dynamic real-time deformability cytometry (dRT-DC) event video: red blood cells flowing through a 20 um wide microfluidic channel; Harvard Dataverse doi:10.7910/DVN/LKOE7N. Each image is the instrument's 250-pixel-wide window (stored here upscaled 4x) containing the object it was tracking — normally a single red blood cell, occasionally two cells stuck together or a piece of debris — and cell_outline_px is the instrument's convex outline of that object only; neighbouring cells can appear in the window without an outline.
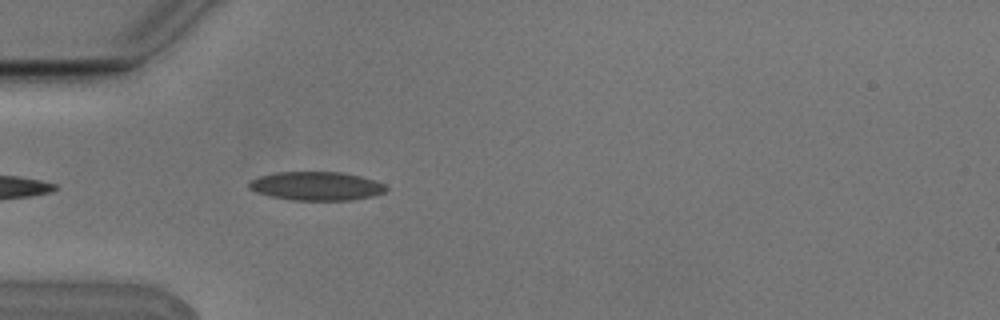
{"species": "Egyptian fruit bat (a non-hibernating species)", "species_latin": "Rousettus aegyptiacus", "temperature_condition": "cold", "stored_images_in_passage": 4, "camera_frame_rate_fps": 3000, "um_per_image_px": 0.085, "animal": {"sex": "male"}, "frame": {"image": 1, "passage_image": 4, "time_ms": 1.0, "image_size_px": [1000, 320], "cell_outline_px": [[388, 188], [384, 192], [372, 196], [352, 200], [292, 200], [268, 196], [256, 192], [248, 188], [248, 184], [252, 180], [260, 176], [276, 172], [340, 172], [360, 176], [384, 184]], "centroid_in_image_um": [26.86, 15.82], "position_along_channel_um": 58.1, "area_um2": 22.83}}